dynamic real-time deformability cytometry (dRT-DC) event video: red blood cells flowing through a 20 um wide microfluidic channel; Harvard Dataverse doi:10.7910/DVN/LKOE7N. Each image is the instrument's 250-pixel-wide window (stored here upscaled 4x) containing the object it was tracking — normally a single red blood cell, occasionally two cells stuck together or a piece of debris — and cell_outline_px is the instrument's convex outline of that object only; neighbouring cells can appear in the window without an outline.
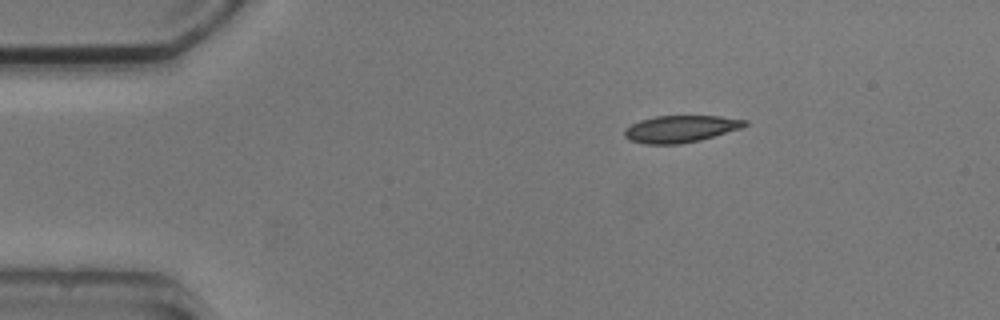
{"species": "common noctule bat (a hibernating species)", "species_latin": "Nyctalus noctula", "temperature_condition": "cold", "stored_images_in_passage": 3, "camera_frame_rate_fps": 3000, "um_per_image_px": 0.085, "animal": {"sex": "male", "body_mass_g": 20.5, "forearm_length_mm": 52.5}, "frame": {"image": 1, "passage_image": 1, "time_ms": 0.0, "image_size_px": [1000, 320], "cell_outline_px": [[748, 124], [740, 128], [700, 140], [680, 144], [644, 144], [628, 140], [624, 136], [624, 128], [640, 120], [656, 116], [720, 116], [748, 120]], "centroid_in_image_um": [57.81, 10.96], "position_along_channel_um": 27.2, "area_um2": 18.9}}
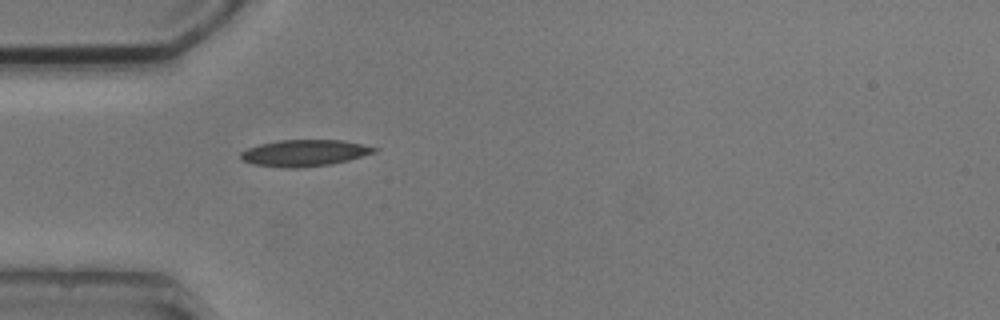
{"frame": {"image": 2, "passage_image": 3, "time_ms": 2.333, "image_size_px": [1000, 320], "cell_outline_px": [[380, 148], [376, 152], [348, 160], [332, 164], [300, 168], [284, 168], [252, 164], [240, 160], [240, 152], [248, 148], [260, 144], [280, 140], [344, 140]], "centroid_in_image_um": [25.87, 13.01], "position_along_channel_um": 59.1, "area_um2": 20.81}}